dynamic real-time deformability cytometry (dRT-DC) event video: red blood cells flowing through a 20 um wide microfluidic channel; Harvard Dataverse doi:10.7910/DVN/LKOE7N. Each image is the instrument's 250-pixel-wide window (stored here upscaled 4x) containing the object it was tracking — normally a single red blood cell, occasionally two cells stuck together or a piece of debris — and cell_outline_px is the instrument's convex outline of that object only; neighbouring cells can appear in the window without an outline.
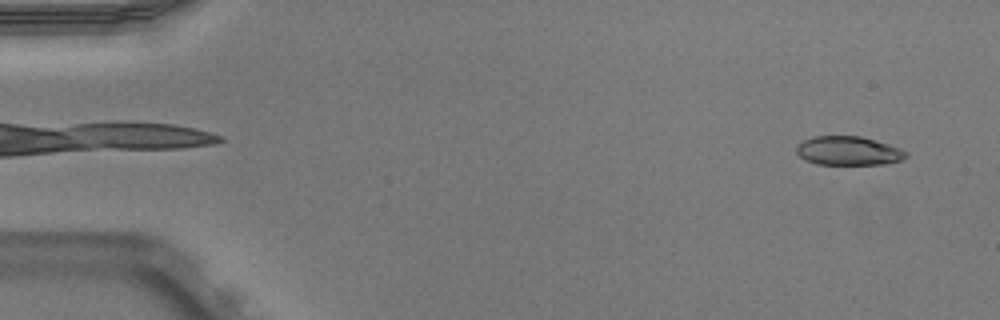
{"species": "Egyptian fruit bat (a non-hibernating species)", "species_latin": "Rousettus aegyptiacus", "temperature_condition": "warm", "stored_images_in_passage": 51, "camera_frame_rate_fps": 3000, "um_per_image_px": 0.085, "animal": {"sex": "male"}, "frame": {"image": 1, "passage_image": 3, "time_ms": 0.667, "image_size_px": [1000, 320], "cell_outline_px": [[908, 156], [904, 160], [880, 164], [816, 164], [800, 156], [796, 152], [796, 144], [812, 136], [860, 136], [888, 144], [900, 148], [908, 152]], "centroid_in_image_um": [72.12, 12.81], "position_along_channel_um": 12.9, "area_um2": 18.44}}
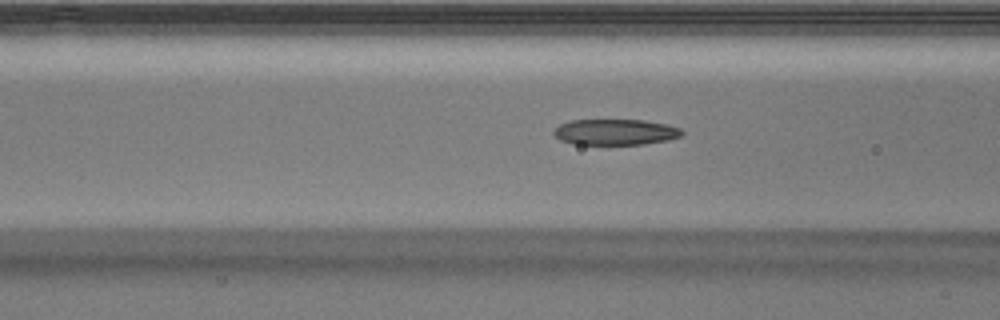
{"frame": {"image": 2, "passage_image": 20, "time_ms": 6.333, "image_size_px": [1000, 320], "cell_outline_px": [[684, 132], [680, 136], [668, 140], [644, 144], [572, 144], [560, 140], [552, 132], [560, 124], [568, 120], [644, 120], [668, 124], [680, 128]], "centroid_in_image_um": [52.3, 11.22], "position_along_channel_um": 114.3, "area_um2": 19.36}}
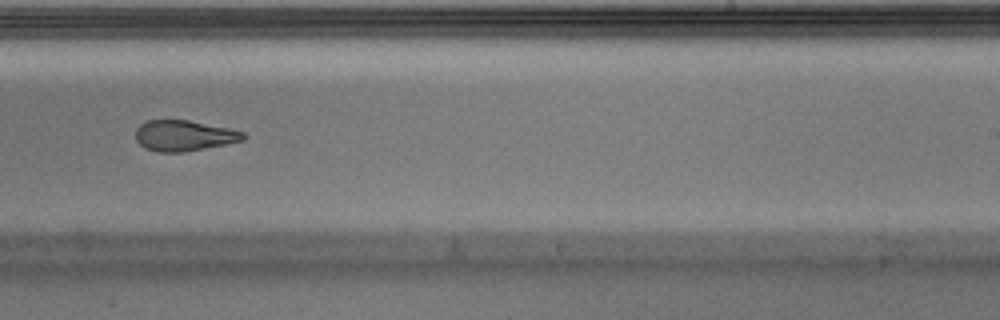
{"frame": {"image": 3, "passage_image": 32, "time_ms": 10.333, "image_size_px": [1000, 320], "cell_outline_px": [[248, 136], [244, 140], [184, 152], [156, 152], [140, 144], [136, 140], [136, 128], [140, 124], [148, 120], [188, 120], [228, 128], [244, 132]], "centroid_in_image_um": [15.64, 11.52], "position_along_channel_um": 273.4, "area_um2": 19.13}, "authors_computed_cell_mechanics": {"area_um2": 20.1722, "velocity_mm_per_s": 3.9802, "shape_relaxation_time_tau1_ms": 9.1326, "shape_relaxation_time_tau2_ms": 1.6181, "deformation_change_tau1": 0.2745, "deformation_change_tau2": 0.0985}}